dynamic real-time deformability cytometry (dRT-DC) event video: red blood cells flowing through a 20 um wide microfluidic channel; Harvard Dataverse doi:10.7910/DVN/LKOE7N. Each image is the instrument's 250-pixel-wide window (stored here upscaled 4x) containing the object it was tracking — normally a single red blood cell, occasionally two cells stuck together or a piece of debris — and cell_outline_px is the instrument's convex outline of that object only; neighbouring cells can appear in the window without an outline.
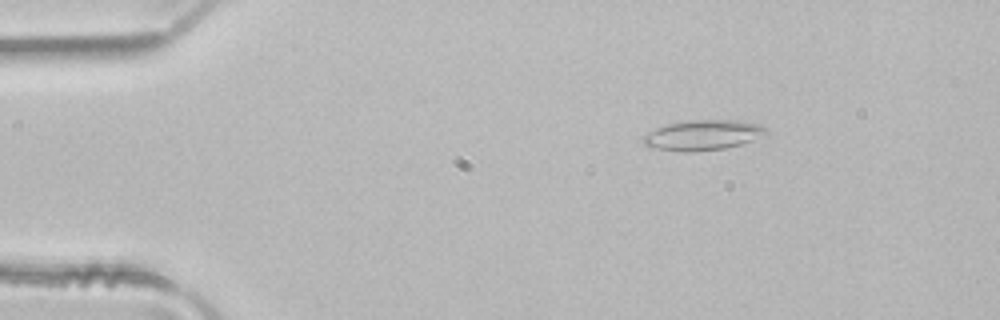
{"species": "common noctule bat (a hibernating species)", "species_latin": "Nyctalus noctula", "temperature_condition": "room temperature", "stored_images_in_passage": 4, "camera_frame_rate_fps": 3000, "um_per_image_px": 0.085, "animal": {"sex": "male", "body_mass_g": 21.5, "forearm_length_mm": 52.0}, "frame": {"image": 1, "passage_image": 2, "time_ms": 0.333, "image_size_px": [1000, 320], "cell_outline_px": [[768, 132], [752, 140], [740, 144], [724, 148], [692, 152], [680, 152], [656, 148], [644, 144], [640, 140], [644, 136], [656, 128], [668, 124], [692, 120], [740, 120], [760, 124], [768, 128]], "centroid_in_image_um": [59.76, 11.48], "position_along_channel_um": 25.2, "area_um2": 21.5}}